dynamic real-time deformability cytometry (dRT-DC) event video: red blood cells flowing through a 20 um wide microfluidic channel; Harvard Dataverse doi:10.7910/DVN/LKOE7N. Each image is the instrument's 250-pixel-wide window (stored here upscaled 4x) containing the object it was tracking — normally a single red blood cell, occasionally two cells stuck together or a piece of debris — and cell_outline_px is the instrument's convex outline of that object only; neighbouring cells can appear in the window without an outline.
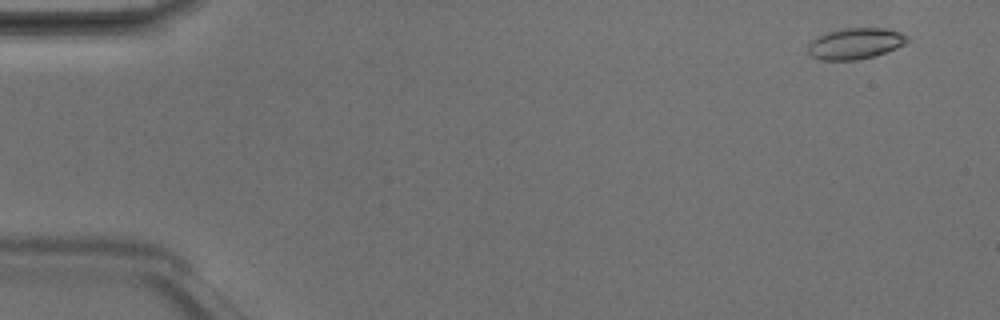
{"species": "Egyptian fruit bat (a non-hibernating species)", "species_latin": "Rousettus aegyptiacus", "temperature_condition": "room temperature", "stored_images_in_passage": 6, "camera_frame_rate_fps": 3000, "um_per_image_px": 0.085, "animal": {"sex": "male"}, "frame": {"image": 1, "passage_image": 1, "time_ms": 0.0, "image_size_px": [1000, 320], "cell_outline_px": [[908, 40], [904, 44], [896, 48], [876, 56], [856, 60], [820, 60], [812, 56], [808, 52], [808, 44], [816, 36], [824, 32], [840, 28], [884, 28], [900, 32], [908, 36]], "centroid_in_image_um": [72.67, 3.69], "position_along_channel_um": 12.3, "area_um2": 18.21}}